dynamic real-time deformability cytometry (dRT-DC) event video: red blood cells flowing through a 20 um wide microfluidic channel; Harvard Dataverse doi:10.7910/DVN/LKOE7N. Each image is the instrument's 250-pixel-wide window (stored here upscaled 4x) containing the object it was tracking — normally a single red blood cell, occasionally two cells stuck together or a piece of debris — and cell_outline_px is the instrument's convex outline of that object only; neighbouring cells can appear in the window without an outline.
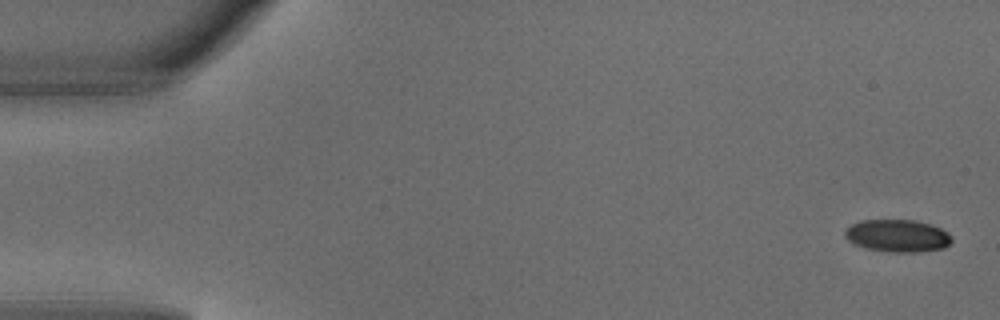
{"species": "common noctule bat (a hibernating species)", "species_latin": "Nyctalus noctula", "temperature_condition": "warm", "stored_images_in_passage": 5, "camera_frame_rate_fps": 3000, "um_per_image_px": 0.085, "animal": {"sex": "male", "body_mass_g": 18.8}, "frame": {"image": 1, "passage_image": 1, "time_ms": 0.0, "image_size_px": [1000, 320], "cell_outline_px": [[952, 240], [944, 248], [916, 252], [888, 252], [864, 248], [852, 244], [844, 236], [844, 232], [852, 224], [860, 220], [916, 220], [932, 224], [948, 232], [952, 236]], "centroid_in_image_um": [76.28, 20.04], "position_along_channel_um": 8.7, "area_um2": 20.4}}